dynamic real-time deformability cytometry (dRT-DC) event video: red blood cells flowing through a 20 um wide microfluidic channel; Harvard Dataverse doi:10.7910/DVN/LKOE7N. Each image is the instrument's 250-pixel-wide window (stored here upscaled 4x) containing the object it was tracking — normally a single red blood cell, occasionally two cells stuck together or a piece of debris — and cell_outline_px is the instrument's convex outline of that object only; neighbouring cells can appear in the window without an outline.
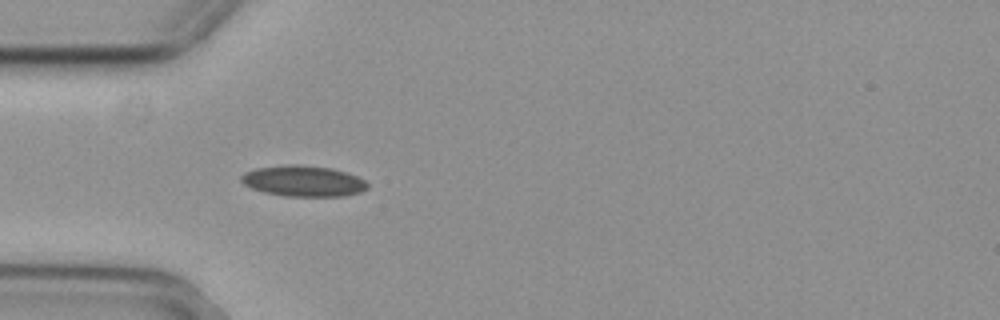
{"species": "common noctule bat (a hibernating species)", "species_latin": "Nyctalus noctula", "temperature_condition": "cold", "stored_images_in_passage": 50, "camera_frame_rate_fps": 3000, "um_per_image_px": 0.085, "animal": {"sex": "female", "body_mass_g": 29.2, "forearm_length_mm": 56.3}, "frame": {"image": 1, "passage_image": 11, "time_ms": 3.333, "image_size_px": [1000, 320], "cell_outline_px": [[368, 188], [360, 192], [344, 196], [284, 196], [264, 192], [252, 188], [244, 184], [240, 180], [240, 176], [244, 172], [256, 168], [284, 164], [296, 164], [332, 168], [356, 176], [364, 180], [368, 184]], "centroid_in_image_um": [25.75, 15.38], "position_along_channel_um": 59.2, "area_um2": 22.77}}
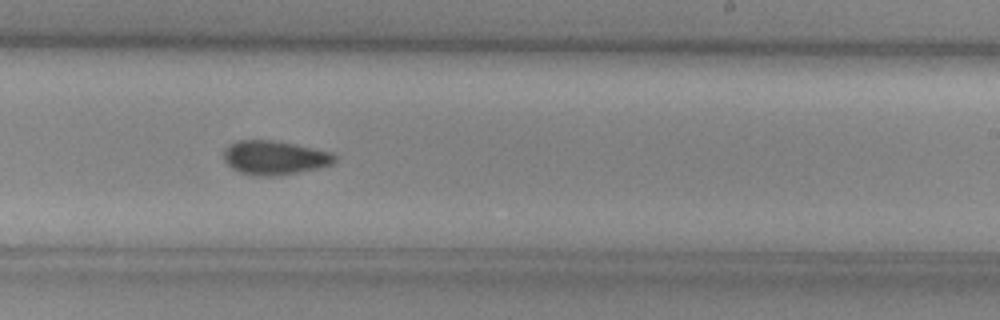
{"frame": {"image": 2, "passage_image": 28, "time_ms": 9.0, "image_size_px": [1000, 320], "cell_outline_px": [[336, 160], [332, 164], [320, 168], [272, 176], [260, 176], [240, 172], [232, 168], [224, 160], [224, 148], [228, 144], [240, 140], [272, 140], [332, 152], [336, 156]], "centroid_in_image_um": [23.33, 13.4], "position_along_channel_um": 265.7, "area_um2": 21.79}}
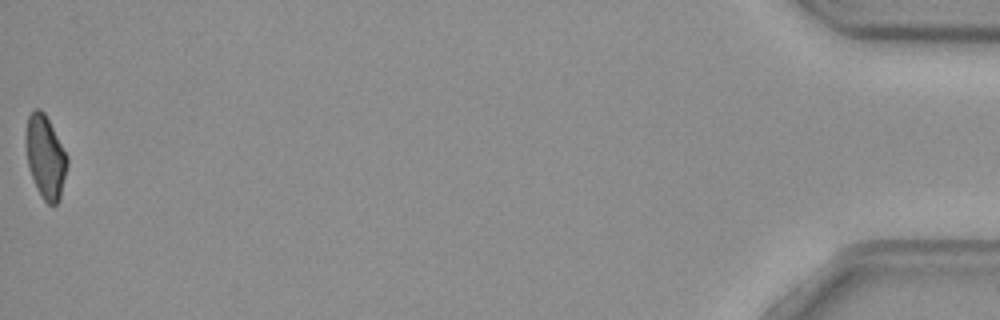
{"frame": {"image": 3, "passage_image": 50, "time_ms": 16.333, "image_size_px": [1000, 320], "cell_outline_px": [[68, 164], [60, 200], [56, 204], [48, 204], [44, 200], [36, 188], [28, 168], [28, 116], [36, 108], [40, 108], [44, 112], [68, 156]], "centroid_in_image_um": [3.91, 13.4], "position_along_channel_um": 431.3, "area_um2": 19.48}, "authors_computed_cell_mechanics": {"area_um2": 21.7906, "velocity_mm_per_s": 3.6944, "shape_relaxation_time_tau1_ms": 6.6114, "shape_relaxation_time_tau2_ms": 9.4345, "deformation_change_tau1": 0.1313, "deformation_change_tau2": 0.1383}}